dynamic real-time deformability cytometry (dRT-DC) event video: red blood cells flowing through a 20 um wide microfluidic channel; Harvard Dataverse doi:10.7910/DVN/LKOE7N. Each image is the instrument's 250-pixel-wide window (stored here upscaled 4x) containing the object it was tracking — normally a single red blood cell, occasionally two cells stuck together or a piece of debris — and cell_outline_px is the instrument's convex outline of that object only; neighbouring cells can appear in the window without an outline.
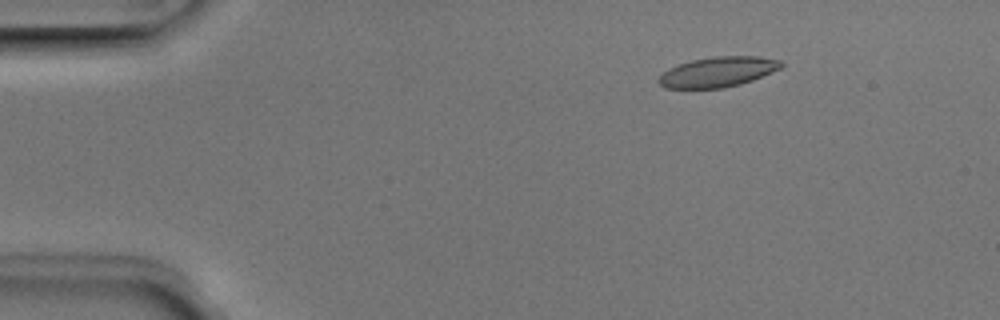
{"species": "Egyptian fruit bat (a non-hibernating species)", "species_latin": "Rousettus aegyptiacus", "temperature_condition": "room temperature", "stored_images_in_passage": 6, "segment_of_instrument_passage": [1, 2], "camera_frame_rate_fps": 3000, "um_per_image_px": 0.085, "animal": {"sex": "male"}, "frame": {"image": 1, "passage_image": 3, "time_ms": 0.667, "image_size_px": [1000, 320], "cell_outline_px": [[784, 64], [780, 68], [752, 80], [740, 84], [724, 88], [664, 88], [656, 80], [668, 68], [692, 60], [716, 56], [756, 56], [780, 60]], "centroid_in_image_um": [61.0, 6.11], "position_along_channel_um": 24.0, "area_um2": 21.33}}